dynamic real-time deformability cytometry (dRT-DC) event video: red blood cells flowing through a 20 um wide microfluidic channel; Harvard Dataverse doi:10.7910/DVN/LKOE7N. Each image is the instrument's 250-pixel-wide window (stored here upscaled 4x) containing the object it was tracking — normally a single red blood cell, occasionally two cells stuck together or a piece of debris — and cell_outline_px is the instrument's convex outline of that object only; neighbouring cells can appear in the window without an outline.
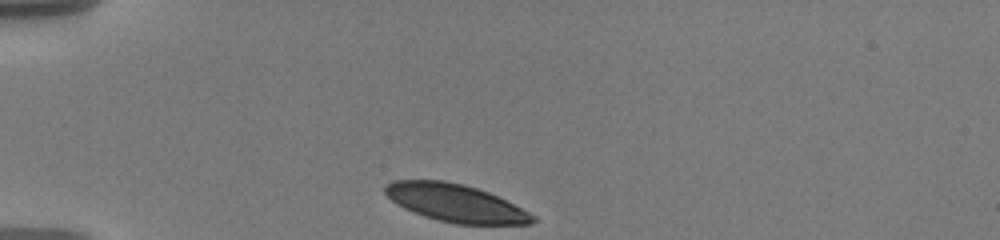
{"species": "human", "species_latin": "Homo sapiens", "temperature_condition": "warm", "stored_images_in_passage": 36, "camera_frame_rate_fps": 3000, "um_per_image_px": 0.085, "donor": {"sex": "male"}, "frame": {"image": 1, "passage_image": 1, "time_ms": 0.0, "image_size_px": [1000, 240], "cell_outline_px": [[536, 220], [532, 224], [456, 224], [424, 216], [404, 208], [392, 200], [384, 192], [384, 188], [392, 180], [444, 180], [464, 184], [488, 192], [536, 216]], "centroid_in_image_um": [38.71, 17.25], "position_along_channel_um": 46.3, "area_um2": 32.02}}
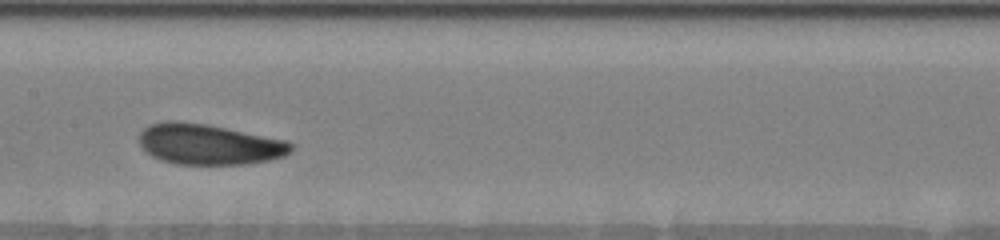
{"frame": {"image": 2, "passage_image": 16, "time_ms": 5.0, "image_size_px": [1000, 240], "cell_outline_px": [[296, 144], [292, 152], [284, 156], [268, 160], [244, 164], [176, 164], [160, 160], [152, 156], [140, 144], [140, 132], [148, 124], [164, 120], [176, 120], [208, 124], [288, 140]], "centroid_in_image_um": [17.8, 12.25], "position_along_channel_um": 189.6, "area_um2": 36.36}}
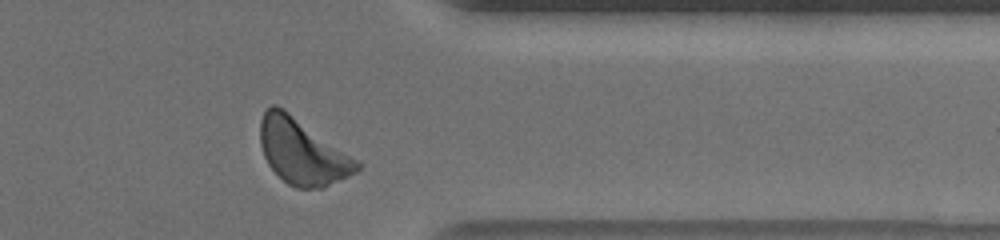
{"frame": {"image": 3, "passage_image": 33, "time_ms": 10.667, "image_size_px": [1000, 240], "cell_outline_px": [[364, 164], [356, 172], [324, 188], [296, 188], [288, 184], [268, 164], [264, 156], [260, 144], [260, 120], [264, 112], [272, 104], [276, 104], [284, 108], [360, 160]], "centroid_in_image_um": [25.73, 12.88], "position_along_channel_um": 385.7, "area_um2": 37.22}, "authors_computed_cell_mechanics": {"area_um2": 35.1135, "velocity_mm_per_s": 3.5435, "shape_relaxation_time_tau1_ms": 2.7405, "shape_relaxation_time_tau2_ms": 6.0217, "deformation_change_tau1": 0.1074, "deformation_change_tau2": 0.1291}}